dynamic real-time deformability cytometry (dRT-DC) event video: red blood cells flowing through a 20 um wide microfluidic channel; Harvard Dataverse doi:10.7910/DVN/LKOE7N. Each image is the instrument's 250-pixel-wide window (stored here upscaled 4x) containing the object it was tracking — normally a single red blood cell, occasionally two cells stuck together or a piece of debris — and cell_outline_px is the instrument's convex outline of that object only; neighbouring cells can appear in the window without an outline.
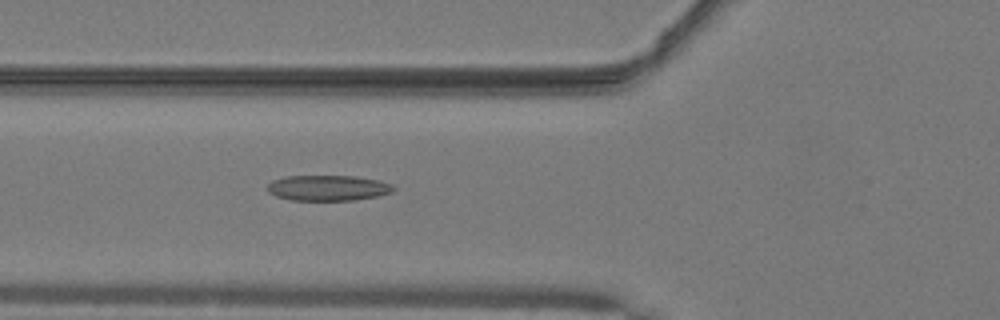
{"species": "common noctule bat (a hibernating species)", "species_latin": "Nyctalus noctula", "temperature_condition": "warm", "stored_images_in_passage": 32, "camera_frame_rate_fps": 3000, "um_per_image_px": 0.085, "animal": {"sex": "male", "body_mass_g": 19.2, "forearm_length_mm": 51.8}, "frame": {"image": 1, "passage_image": 5, "time_ms": 1.333, "image_size_px": [1000, 320], "cell_outline_px": [[396, 188], [392, 192], [376, 196], [352, 200], [288, 200], [276, 196], [268, 192], [268, 184], [272, 180], [288, 176], [352, 176], [380, 180], [392, 184]], "centroid_in_image_um": [27.88, 15.97], "position_along_channel_um": 97.9, "area_um2": 18.73}}
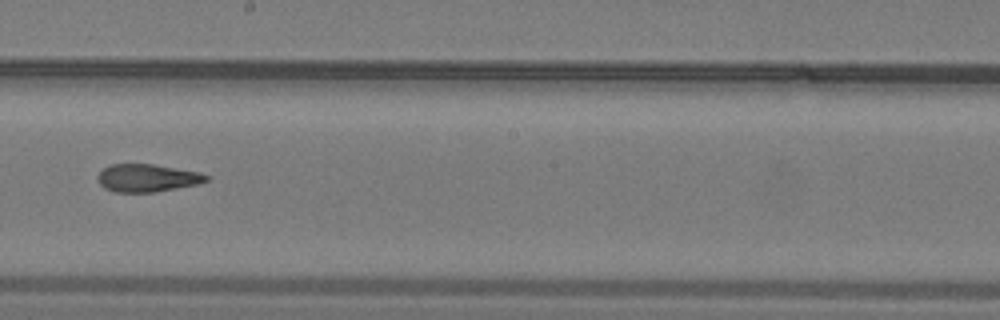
{"frame": {"image": 2, "passage_image": 15, "time_ms": 4.667, "image_size_px": [1000, 320], "cell_outline_px": [[208, 180], [196, 184], [156, 192], [116, 192], [104, 188], [96, 180], [96, 176], [108, 164], [152, 164], [200, 172], [208, 176]], "centroid_in_image_um": [12.46, 15.12], "position_along_channel_um": 235.7, "area_um2": 17.51}}
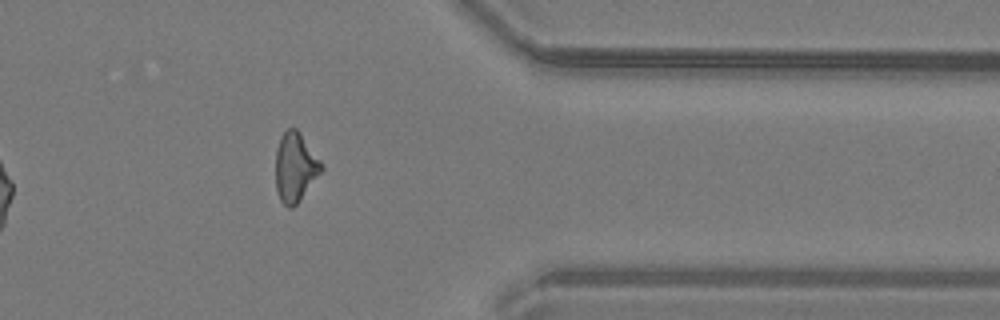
{"frame": {"image": 3, "passage_image": 27, "time_ms": 8.667, "image_size_px": [1000, 320], "cell_outline_px": [[324, 168], [300, 200], [292, 208], [288, 208], [280, 200], [276, 188], [276, 148], [280, 136], [288, 128], [296, 128], [300, 132], [324, 164]], "centroid_in_image_um": [25.1, 14.19], "position_along_channel_um": 386.3, "area_um2": 18.55}, "authors_computed_cell_mechanics": {"area_um2": 18.1203, "velocity_mm_per_s": 4.1126, "shape_relaxation_time_tau1_ms": 9.7082, "shape_relaxation_time_tau2_ms": 2.5716, "deformation_change_tau1": 0.2475, "deformation_change_tau2": 0.1079}}